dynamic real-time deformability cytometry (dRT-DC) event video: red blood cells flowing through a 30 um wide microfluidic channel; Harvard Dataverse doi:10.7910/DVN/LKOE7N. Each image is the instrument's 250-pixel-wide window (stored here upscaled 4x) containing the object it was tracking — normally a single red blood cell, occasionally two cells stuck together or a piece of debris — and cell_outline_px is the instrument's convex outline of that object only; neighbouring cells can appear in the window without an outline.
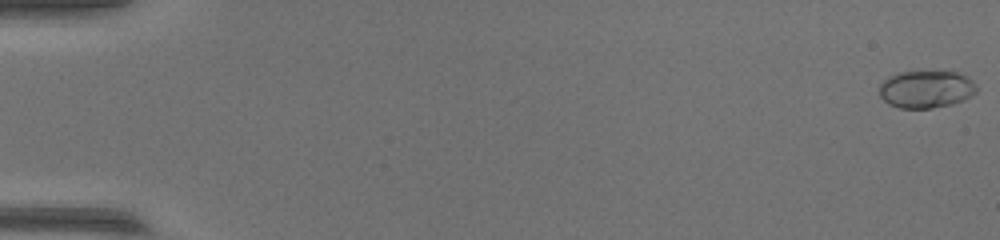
{"species": "common noctule bat (a hibernating species)", "species_latin": "Nyctalus noctula", "temperature_condition": "warm", "stored_images_in_passage": 55, "camera_frame_rate_fps": 3000, "um_per_image_px": 0.085, "animal": {"sex": "female", "body_mass_g": 17.0, "forearm_length_mm": 48.0}, "frame": {"image": 1, "passage_image": 1, "time_ms": 0.0, "image_size_px": [1000, 240], "cell_outline_px": [[976, 92], [972, 96], [964, 100], [952, 104], [932, 108], [900, 108], [888, 104], [880, 96], [880, 84], [888, 76], [896, 72], [956, 72], [972, 80], [976, 84]], "centroid_in_image_um": [78.71, 7.59], "position_along_channel_um": 6.3, "area_um2": 21.21}}
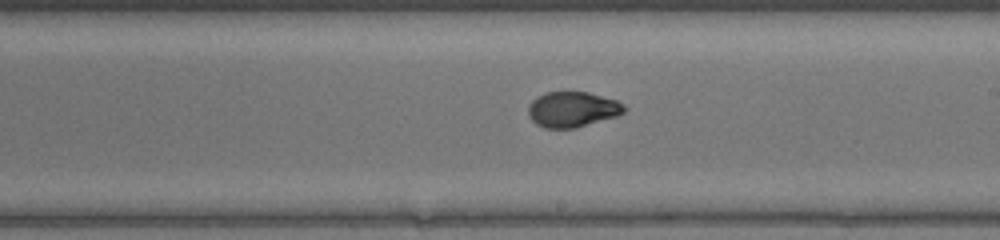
{"frame": {"image": 2, "passage_image": 33, "time_ms": 10.667, "image_size_px": [1000, 240], "cell_outline_px": [[628, 108], [624, 112], [616, 116], [576, 128], [544, 128], [536, 124], [528, 116], [528, 104], [536, 96], [544, 92], [588, 92], [616, 100], [624, 104]], "centroid_in_image_um": [48.63, 9.29], "position_along_channel_um": 240.4, "area_um2": 20.0}}
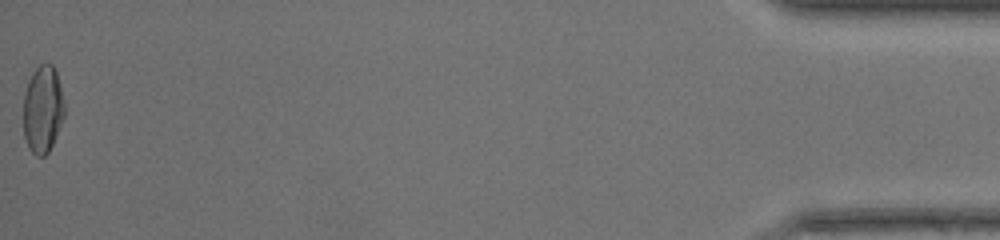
{"frame": {"image": 3, "passage_image": 55, "time_ms": 18.0, "image_size_px": [1000, 240], "cell_outline_px": [[64, 116], [52, 144], [48, 152], [44, 156], [36, 156], [28, 148], [24, 136], [24, 92], [28, 80], [32, 72], [40, 64], [52, 64], [56, 72], [64, 100]], "centroid_in_image_um": [3.62, 9.29], "position_along_channel_um": 431.6, "area_um2": 20.81}}